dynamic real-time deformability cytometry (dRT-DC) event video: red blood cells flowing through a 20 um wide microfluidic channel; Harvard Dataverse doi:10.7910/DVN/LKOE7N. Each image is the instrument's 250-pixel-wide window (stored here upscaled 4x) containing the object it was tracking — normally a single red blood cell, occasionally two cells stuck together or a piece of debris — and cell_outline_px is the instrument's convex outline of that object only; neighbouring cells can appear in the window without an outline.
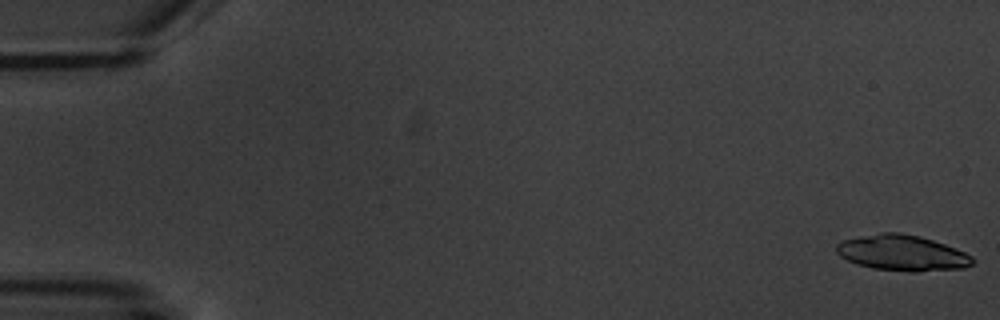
{"species": "common noctule bat (a hibernating species)", "species_latin": "Nyctalus noctula", "temperature_condition": "warm", "stored_images_in_passage": 5, "camera_frame_rate_fps": 3000, "um_per_image_px": 0.085, "animal": {"sex": "male", "body_mass_g": 20.1, "forearm_length_mm": 53.5}, "frame": {"image": 1, "passage_image": 1, "time_ms": 0.0, "image_size_px": [1000, 320], "cell_outline_px": [[976, 260], [972, 264], [964, 268], [916, 272], [908, 272], [872, 268], [856, 264], [840, 256], [836, 252], [836, 244], [840, 240], [880, 232], [900, 232], [920, 236], [956, 248], [972, 256]], "centroid_in_image_um": [76.67, 21.5], "position_along_channel_um": 8.3, "area_um2": 28.61}}